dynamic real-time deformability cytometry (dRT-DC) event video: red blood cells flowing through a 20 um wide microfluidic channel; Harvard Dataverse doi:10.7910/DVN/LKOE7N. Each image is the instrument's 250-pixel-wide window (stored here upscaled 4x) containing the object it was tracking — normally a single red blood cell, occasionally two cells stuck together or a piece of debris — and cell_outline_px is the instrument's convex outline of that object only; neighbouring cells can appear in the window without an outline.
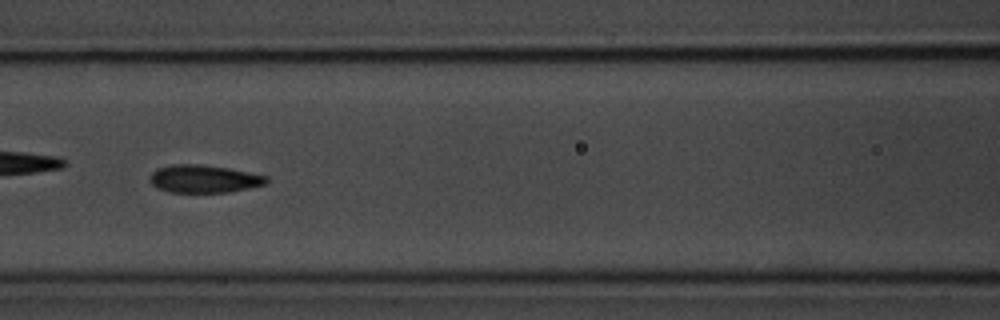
{"species": "common noctule bat (a hibernating species)", "species_latin": "Nyctalus noctula", "temperature_condition": "room temperature", "stored_images_in_passage": 10, "camera_frame_rate_fps": 3000, "um_per_image_px": 0.085, "animal": {"sex": "male", "body_mass_g": 20.1, "forearm_length_mm": 53.5}, "frame": {"image": 1, "passage_image": 5, "time_ms": 4.333, "image_size_px": [1000, 320], "cell_outline_px": [[268, 180], [264, 184], [248, 188], [228, 192], [168, 192], [156, 188], [148, 180], [152, 172], [156, 168], [172, 164], [200, 164], [228, 168], [268, 176]], "centroid_in_image_um": [17.28, 15.2], "position_along_channel_um": 149.3, "area_um2": 18.9}}
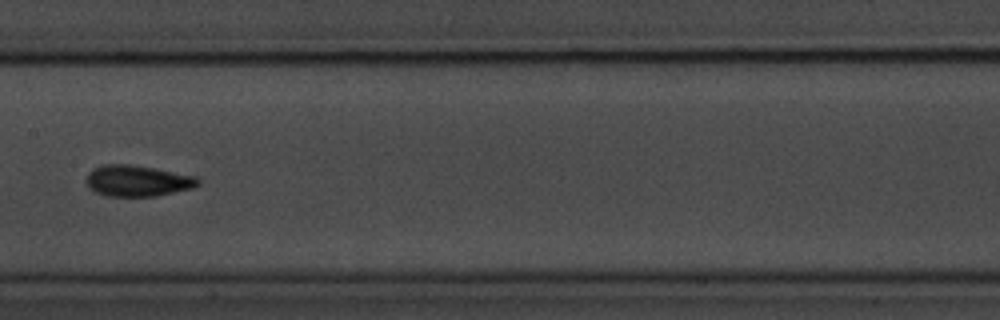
{"frame": {"image": 2, "passage_image": 6, "time_ms": 5.667, "image_size_px": [1000, 320], "cell_outline_px": [[200, 184], [192, 188], [156, 196], [104, 196], [88, 188], [84, 180], [88, 172], [92, 168], [104, 164], [132, 164], [196, 176], [200, 180]], "centroid_in_image_um": [11.63, 15.36], "position_along_channel_um": 195.8, "area_um2": 20.52}}
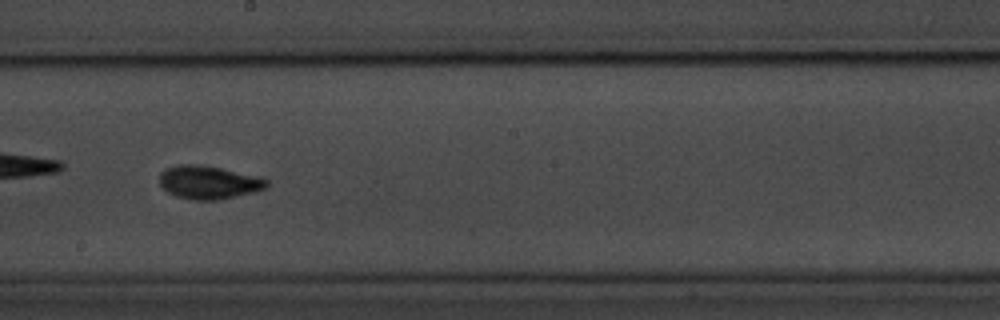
{"frame": {"image": 3, "passage_image": 7, "time_ms": 6.667, "image_size_px": [1000, 320], "cell_outline_px": [[268, 184], [264, 188], [252, 192], [216, 200], [192, 200], [176, 196], [168, 192], [160, 184], [160, 172], [164, 168], [176, 164], [196, 164], [220, 168], [256, 176], [268, 180]], "centroid_in_image_um": [17.67, 15.49], "position_along_channel_um": 230.5, "area_um2": 20.52}}